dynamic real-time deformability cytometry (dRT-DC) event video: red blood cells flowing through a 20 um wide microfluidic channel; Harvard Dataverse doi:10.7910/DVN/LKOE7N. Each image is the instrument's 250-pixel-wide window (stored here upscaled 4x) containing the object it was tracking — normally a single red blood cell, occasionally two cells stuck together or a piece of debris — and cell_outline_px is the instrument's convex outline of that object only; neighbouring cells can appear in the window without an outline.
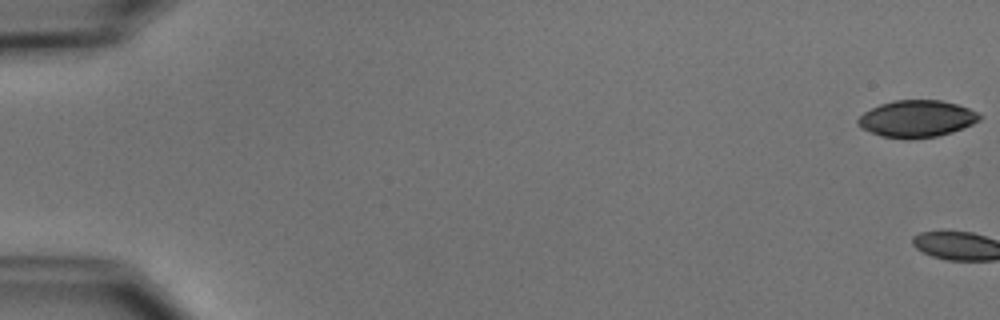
{"species": "common noctule bat (a hibernating species)", "species_latin": "Nyctalus noctula", "temperature_condition": "cold", "stored_images_in_passage": 3, "camera_frame_rate_fps": 3000, "um_per_image_px": 0.085, "animal": {"sex": "male", "body_mass_g": 15.6}, "frame": {"image": 1, "passage_image": 1, "time_ms": 0.0, "image_size_px": [1000, 320], "cell_outline_px": [[984, 116], [980, 120], [972, 124], [952, 132], [936, 136], [884, 136], [860, 128], [856, 124], [856, 120], [864, 112], [880, 104], [892, 100], [940, 100], [956, 104], [968, 108]], "centroid_in_image_um": [77.93, 10.05], "position_along_channel_um": 7.1, "area_um2": 25.43}}